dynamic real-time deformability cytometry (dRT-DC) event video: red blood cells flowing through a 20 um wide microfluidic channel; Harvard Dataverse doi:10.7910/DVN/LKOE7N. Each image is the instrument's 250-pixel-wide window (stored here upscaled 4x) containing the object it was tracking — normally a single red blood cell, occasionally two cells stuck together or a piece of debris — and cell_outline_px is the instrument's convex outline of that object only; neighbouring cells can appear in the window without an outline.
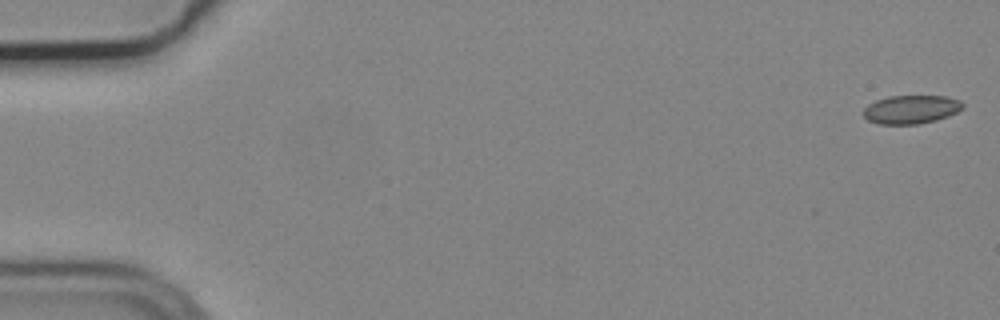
{"species": "common noctule bat (a hibernating species)", "species_latin": "Nyctalus noctula", "temperature_condition": "cold", "stored_images_in_passage": 5, "camera_frame_rate_fps": 3000, "um_per_image_px": 0.085, "animal": {"sex": "male", "body_mass_g": 19.2, "forearm_length_mm": 51.8}, "frame": {"image": 1, "passage_image": 1, "time_ms": 0.0, "image_size_px": [1000, 320], "cell_outline_px": [[964, 108], [948, 116], [936, 120], [920, 124], [880, 124], [868, 120], [864, 116], [864, 108], [868, 104], [876, 100], [888, 96], [948, 96], [960, 100], [964, 104]], "centroid_in_image_um": [77.47, 9.29], "position_along_channel_um": 7.5, "area_um2": 16.59}}